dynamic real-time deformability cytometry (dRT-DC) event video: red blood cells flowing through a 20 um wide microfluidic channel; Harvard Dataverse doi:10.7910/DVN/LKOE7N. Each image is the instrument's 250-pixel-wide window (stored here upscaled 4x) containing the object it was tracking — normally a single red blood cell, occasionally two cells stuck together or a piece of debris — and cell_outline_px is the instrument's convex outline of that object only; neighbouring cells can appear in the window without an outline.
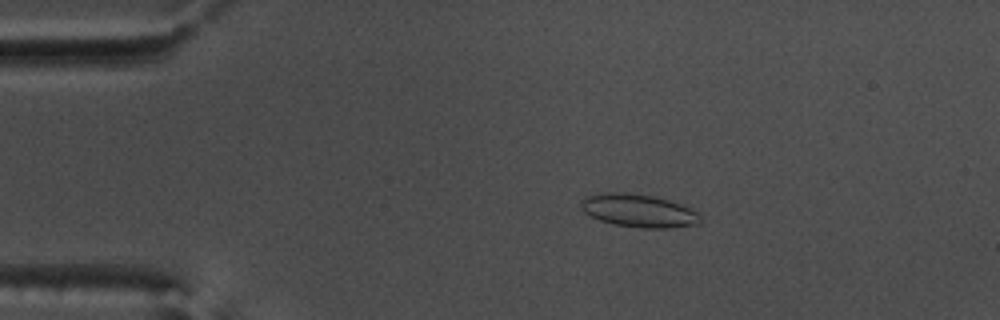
{"species": "common noctule bat (a hibernating species)", "species_latin": "Nyctalus noctula", "temperature_condition": "warm", "stored_images_in_passage": 54, "camera_frame_rate_fps": 3000, "um_per_image_px": 0.085, "animal": {"sex": "male", "body_mass_g": 17.5, "forearm_length_mm": 52.3}, "frame": {"image": 1, "passage_image": 11, "time_ms": 3.333, "image_size_px": [1000, 320], "cell_outline_px": [[700, 224], [668, 228], [640, 228], [612, 224], [600, 220], [584, 212], [580, 208], [580, 204], [584, 196], [600, 192], [628, 192], [656, 196], [684, 204], [692, 208], [700, 216]], "centroid_in_image_um": [54.28, 17.89], "position_along_channel_um": 30.7, "area_um2": 23.47}}
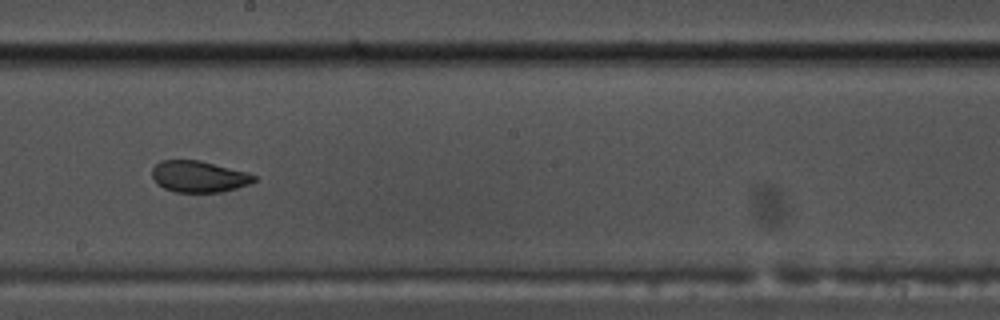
{"frame": {"image": 2, "passage_image": 31, "time_ms": 10.0, "image_size_px": [1000, 320], "cell_outline_px": [[256, 180], [248, 184], [236, 188], [220, 192], [176, 192], [164, 188], [156, 184], [152, 176], [152, 168], [160, 160], [200, 160], [244, 172], [256, 176]], "centroid_in_image_um": [16.84, 15.01], "position_along_channel_um": 231.4, "area_um2": 18.5}}
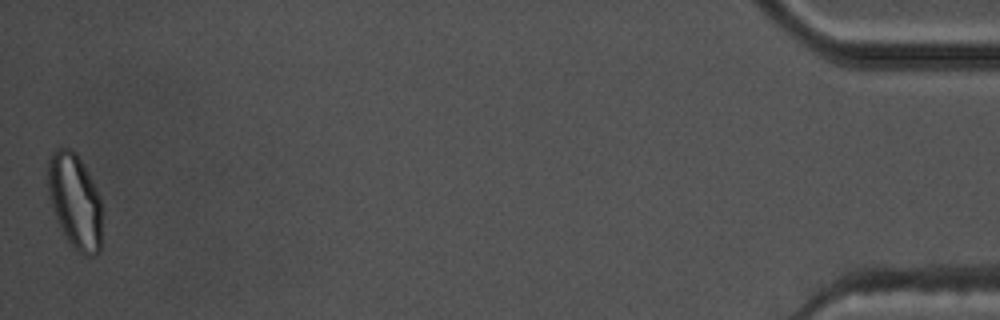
{"frame": {"image": 3, "passage_image": 54, "time_ms": 17.667, "image_size_px": [1000, 320], "cell_outline_px": [[100, 252], [96, 256], [84, 256], [68, 240], [56, 216], [48, 196], [48, 160], [52, 152], [56, 148], [72, 148], [76, 152], [100, 196]], "centroid_in_image_um": [6.36, 17.06], "position_along_channel_um": 428.8, "area_um2": 29.42}, "authors_computed_cell_mechanics": {"area_um2": 21.4438, "velocity_mm_per_s": 3.795, "shape_relaxation_time_tau1_ms": null, "shape_relaxation_time_tau2_ms": 0.9581, "deformation_change_tau1": null, "deformation_change_tau2": 0.0627}}